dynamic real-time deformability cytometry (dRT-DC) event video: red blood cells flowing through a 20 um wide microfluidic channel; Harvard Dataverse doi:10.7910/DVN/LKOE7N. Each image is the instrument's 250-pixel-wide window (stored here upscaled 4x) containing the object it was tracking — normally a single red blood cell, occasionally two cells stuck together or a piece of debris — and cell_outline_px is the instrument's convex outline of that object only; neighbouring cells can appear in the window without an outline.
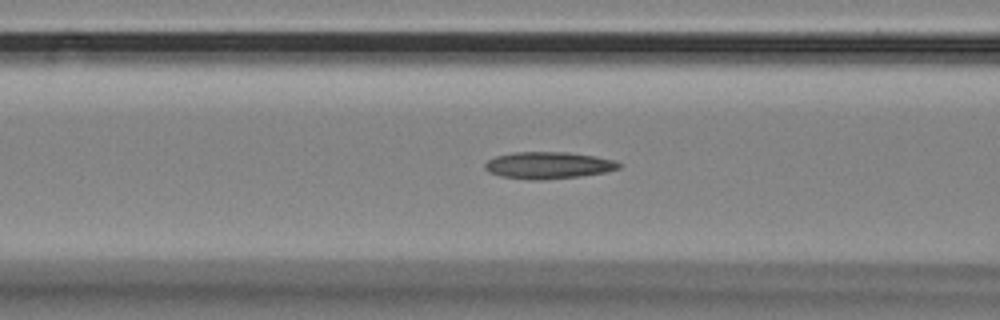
{"species": "Egyptian fruit bat (a non-hibernating species)", "species_latin": "Rousettus aegyptiacus", "temperature_condition": "room temperature", "stored_images_in_passage": 46, "camera_frame_rate_fps": 3000, "um_per_image_px": 0.085, "animal": {"sex": "female"}, "frame": {"image": 1, "passage_image": 22, "time_ms": 7.0, "image_size_px": [1000, 320], "cell_outline_px": [[624, 164], [620, 168], [604, 172], [580, 176], [544, 180], [532, 180], [500, 176], [488, 172], [484, 168], [484, 164], [488, 160], [496, 156], [512, 152], [568, 152], [596, 156], [616, 160]], "centroid_in_image_um": [46.62, 14.05], "position_along_channel_um": 120.0, "area_um2": 21.21}}
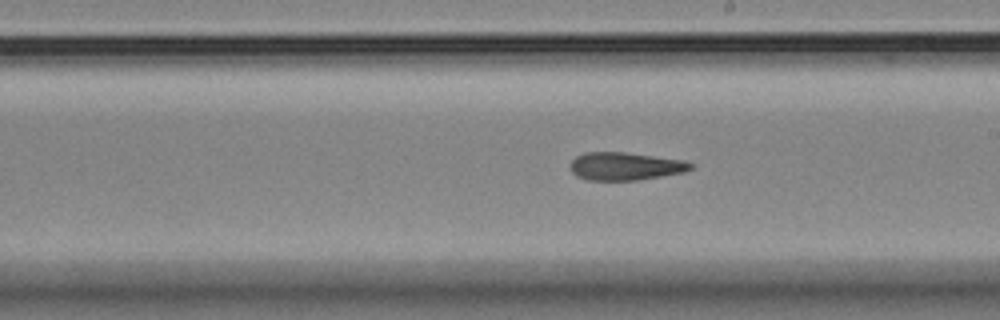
{"frame": {"image": 2, "passage_image": 32, "time_ms": 10.333, "image_size_px": [1000, 320], "cell_outline_px": [[696, 164], [692, 168], [684, 172], [636, 180], [584, 180], [576, 176], [568, 168], [568, 164], [576, 156], [584, 152], [624, 152], [684, 160]], "centroid_in_image_um": [53.1, 14.13], "position_along_channel_um": 235.9, "area_um2": 19.77}}
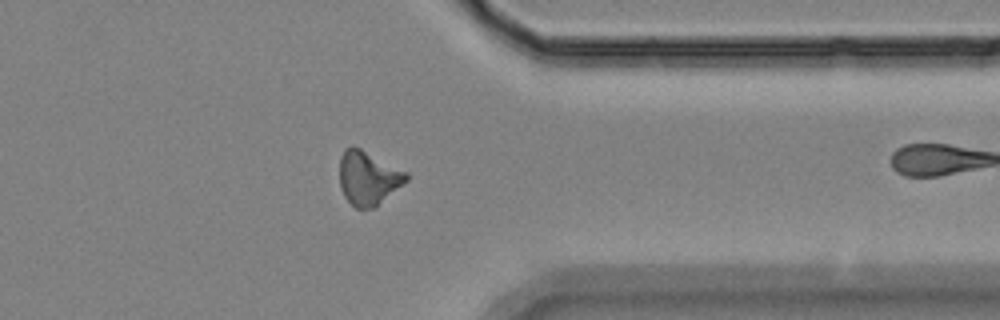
{"frame": {"image": 3, "passage_image": 45, "time_ms": 14.667, "image_size_px": [1000, 320], "cell_outline_px": [[408, 180], [372, 208], [356, 208], [344, 196], [340, 188], [340, 156], [344, 148], [360, 148], [408, 172]], "centroid_in_image_um": [31.28, 15.11], "position_along_channel_um": 380.1, "area_um2": 20.58}}